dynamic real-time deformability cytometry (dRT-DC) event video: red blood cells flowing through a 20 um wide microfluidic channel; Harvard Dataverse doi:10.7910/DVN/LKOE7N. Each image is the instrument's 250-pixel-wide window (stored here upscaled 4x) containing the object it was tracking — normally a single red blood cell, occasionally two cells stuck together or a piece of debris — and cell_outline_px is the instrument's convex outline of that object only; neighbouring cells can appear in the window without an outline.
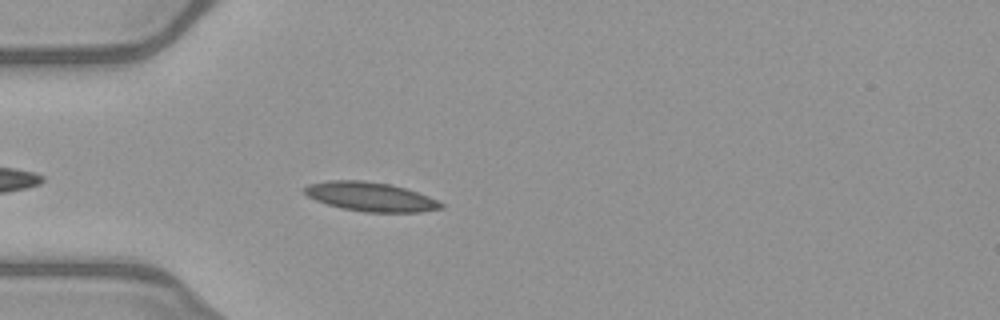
{"species": "common noctule bat (a hibernating species)", "species_latin": "Nyctalus noctula", "temperature_condition": "warm", "stored_images_in_passage": 41, "camera_frame_rate_fps": 3000, "um_per_image_px": 0.085, "animal": {"sex": "female", "body_mass_g": 21.9}, "frame": {"image": 1, "passage_image": 5, "time_ms": 1.333, "image_size_px": [1000, 320], "cell_outline_px": [[444, 208], [420, 212], [364, 212], [344, 208], [328, 204], [316, 200], [308, 196], [304, 192], [304, 188], [308, 184], [328, 180], [364, 180], [392, 184], [428, 196], [444, 204]], "centroid_in_image_um": [31.5, 16.71], "position_along_channel_um": 53.5, "area_um2": 23.06}}
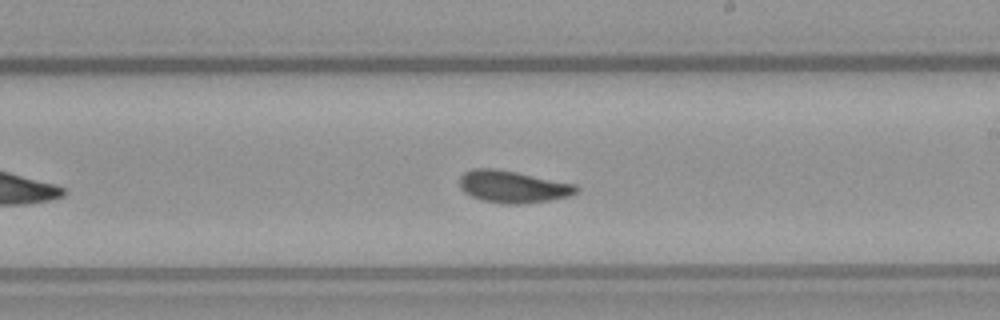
{"frame": {"image": 2, "passage_image": 20, "time_ms": 6.333, "image_size_px": [1000, 320], "cell_outline_px": [[580, 188], [576, 192], [568, 196], [548, 200], [520, 204], [504, 204], [484, 200], [472, 196], [464, 192], [460, 188], [460, 176], [464, 172], [472, 168], [496, 168], [576, 184]], "centroid_in_image_um": [43.57, 15.86], "position_along_channel_um": 245.4, "area_um2": 21.73}}
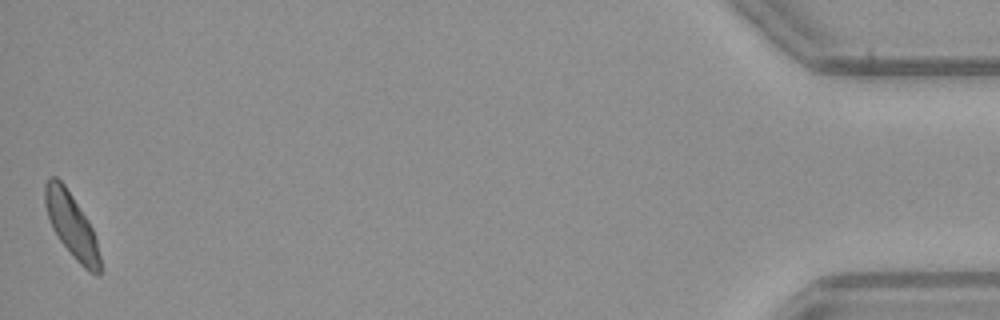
{"frame": {"image": 3, "passage_image": 41, "time_ms": 13.333, "image_size_px": [1000, 320], "cell_outline_px": [[100, 276], [96, 276], [88, 272], [76, 260], [60, 240], [48, 216], [44, 204], [44, 184], [48, 176], [56, 176], [64, 184], [88, 220], [92, 228], [96, 240], [100, 256]], "centroid_in_image_um": [6.08, 19.13], "position_along_channel_um": 429.1, "area_um2": 20.4}, "authors_computed_cell_mechanics": {"area_um2": 21.2704, "velocity_mm_per_s": 4.0072, "shape_relaxation_time_tau1_ms": 4.8557, "shape_relaxation_time_tau2_ms": 1.97, "deformation_change_tau1": 0.1402, "deformation_change_tau2": 0.071}}